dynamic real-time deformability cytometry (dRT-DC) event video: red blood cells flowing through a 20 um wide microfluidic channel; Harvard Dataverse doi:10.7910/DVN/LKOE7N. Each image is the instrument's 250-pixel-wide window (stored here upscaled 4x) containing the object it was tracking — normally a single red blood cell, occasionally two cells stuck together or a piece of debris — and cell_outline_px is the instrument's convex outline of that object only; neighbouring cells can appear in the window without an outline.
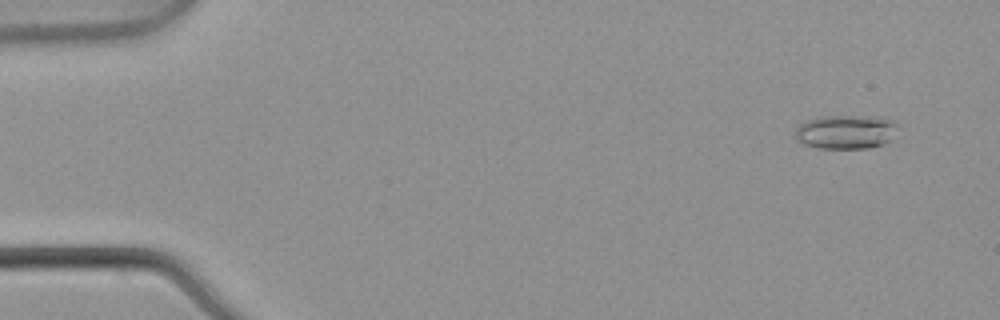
{"species": "common noctule bat (a hibernating species)", "species_latin": "Nyctalus noctula", "temperature_condition": "warm", "stored_images_in_passage": 4, "camera_frame_rate_fps": 3000, "um_per_image_px": 0.085, "animal": {"sex": "male", "body_mass_g": 21.5, "forearm_length_mm": 52.0}, "frame": {"image": 1, "passage_image": 1, "time_ms": 0.0, "image_size_px": [1000, 320], "cell_outline_px": [[896, 124], [892, 140], [884, 144], [868, 148], [820, 148], [804, 144], [796, 140], [792, 136], [796, 128], [800, 124], [808, 120], [820, 116], [880, 116]], "centroid_in_image_um": [71.85, 11.21], "position_along_channel_um": 13.2, "area_um2": 20.4}}
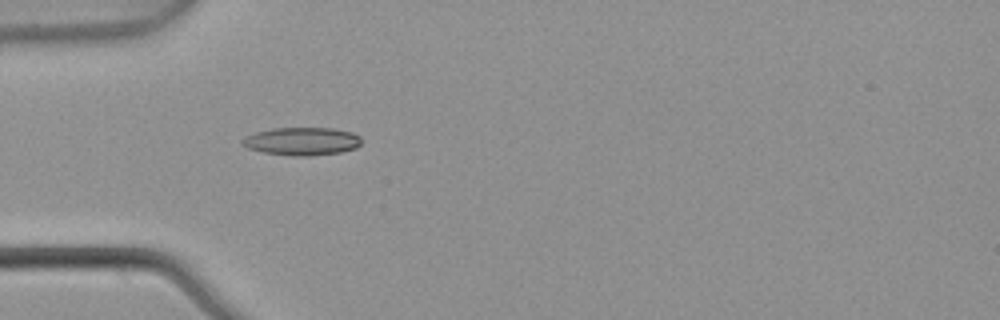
{"frame": {"image": 2, "passage_image": 4, "time_ms": 1.0, "image_size_px": [1000, 320], "cell_outline_px": [[360, 144], [356, 148], [340, 152], [308, 156], [292, 156], [264, 152], [248, 148], [240, 144], [240, 140], [244, 136], [256, 132], [272, 128], [332, 128], [352, 132], [360, 136]], "centroid_in_image_um": [25.63, 12.0], "position_along_channel_um": 59.4, "area_um2": 19.48}}